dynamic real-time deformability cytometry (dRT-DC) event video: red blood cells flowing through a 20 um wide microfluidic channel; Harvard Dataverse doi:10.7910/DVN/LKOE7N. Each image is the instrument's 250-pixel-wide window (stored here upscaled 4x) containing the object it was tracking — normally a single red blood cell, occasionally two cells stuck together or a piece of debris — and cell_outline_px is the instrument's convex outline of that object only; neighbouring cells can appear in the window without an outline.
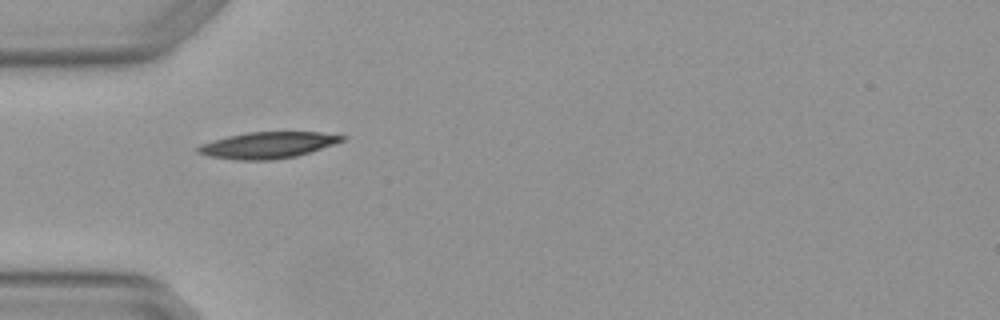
{"species": "Egyptian fruit bat (a non-hibernating species)", "species_latin": "Rousettus aegyptiacus", "temperature_condition": "warm", "stored_images_in_passage": 7, "camera_frame_rate_fps": 3000, "um_per_image_px": 0.085, "animal": {"sex": "female"}, "frame": {"image": 1, "passage_image": 4, "time_ms": 1.0, "image_size_px": [1000, 320], "cell_outline_px": [[348, 136], [344, 140], [336, 144], [296, 156], [272, 160], [236, 160], [208, 156], [196, 152], [196, 148], [200, 144], [228, 136], [248, 132], [320, 132]], "centroid_in_image_um": [22.77, 12.34], "position_along_channel_um": 62.2, "area_um2": 22.2}}
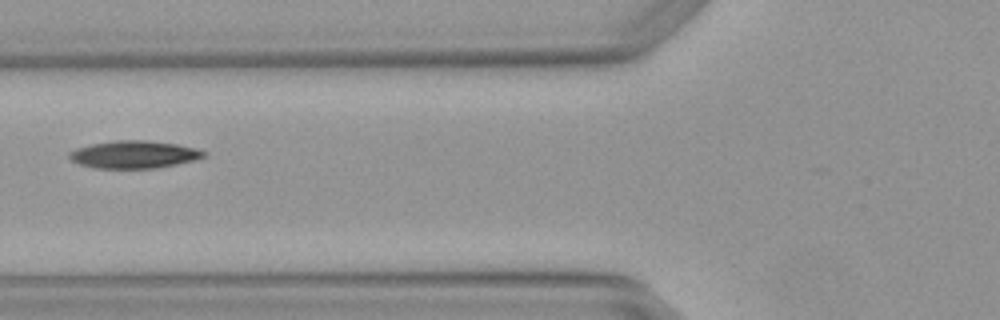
{"frame": {"image": 2, "passage_image": 5, "time_ms": 1.333, "image_size_px": [1000, 320], "cell_outline_px": [[208, 156], [196, 160], [156, 168], [96, 168], [80, 164], [72, 160], [68, 156], [68, 152], [76, 148], [92, 144], [116, 140], [148, 140], [176, 144], [196, 148], [208, 152]], "centroid_in_image_um": [11.44, 13.13], "position_along_channel_um": 114.4, "area_um2": 21.68}}